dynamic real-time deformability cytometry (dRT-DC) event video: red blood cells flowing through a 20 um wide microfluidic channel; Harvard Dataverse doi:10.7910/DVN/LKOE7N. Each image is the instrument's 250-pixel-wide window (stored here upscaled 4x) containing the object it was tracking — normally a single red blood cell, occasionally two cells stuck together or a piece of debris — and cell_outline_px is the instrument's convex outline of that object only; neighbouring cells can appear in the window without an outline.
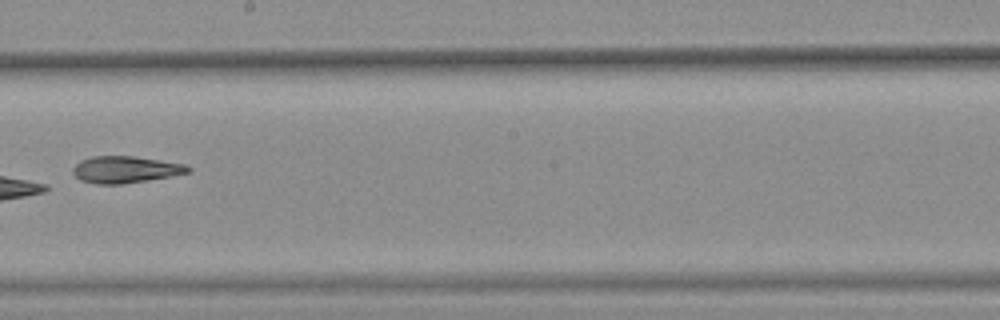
{"species": "common noctule bat (a hibernating species)", "species_latin": "Nyctalus noctula", "temperature_condition": "warm", "stored_images_in_passage": 8, "camera_frame_rate_fps": 3000, "um_per_image_px": 0.085, "animal": {"sex": "female", "body_mass_g": 25.1}, "frame": {"image": 1, "passage_image": 8, "time_ms": 2.333, "image_size_px": [1000, 320], "cell_outline_px": [[192, 172], [172, 176], [120, 184], [96, 184], [80, 180], [72, 172], [72, 168], [80, 160], [92, 156], [132, 156], [160, 160], [184, 164], [192, 168]], "centroid_in_image_um": [10.66, 14.41], "position_along_channel_um": 237.5, "area_um2": 17.98}}